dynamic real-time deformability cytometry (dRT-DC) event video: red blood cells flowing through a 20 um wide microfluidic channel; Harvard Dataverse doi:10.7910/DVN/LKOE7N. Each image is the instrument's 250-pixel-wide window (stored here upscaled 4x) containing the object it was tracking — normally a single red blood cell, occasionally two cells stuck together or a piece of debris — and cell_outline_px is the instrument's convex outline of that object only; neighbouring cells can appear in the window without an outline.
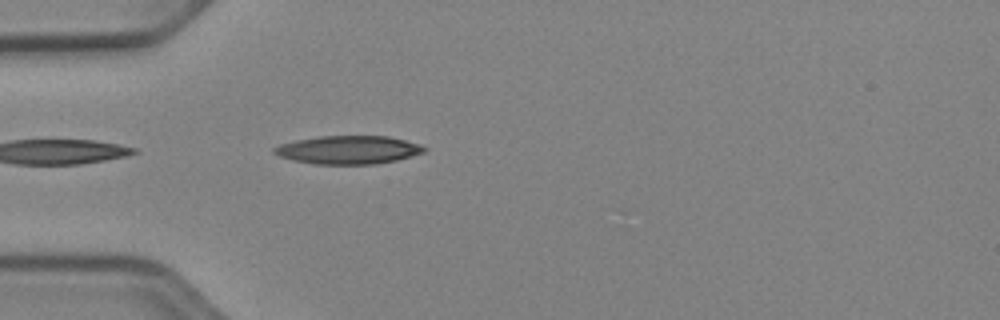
{"species": "Egyptian fruit bat (a non-hibernating species)", "species_latin": "Rousettus aegyptiacus", "temperature_condition": "cold", "stored_images_in_passage": 5, "camera_frame_rate_fps": 3000, "um_per_image_px": 0.085, "animal": {"sex": "female"}, "frame": {"image": 1, "passage_image": 1, "time_ms": 0.0, "image_size_px": [1000, 320], "cell_outline_px": [[428, 148], [424, 152], [396, 160], [376, 164], [316, 164], [292, 160], [280, 156], [272, 152], [272, 148], [280, 144], [296, 140], [320, 136], [388, 136], [420, 144]], "centroid_in_image_um": [29.6, 12.73], "position_along_channel_um": 55.4, "area_um2": 24.68}}
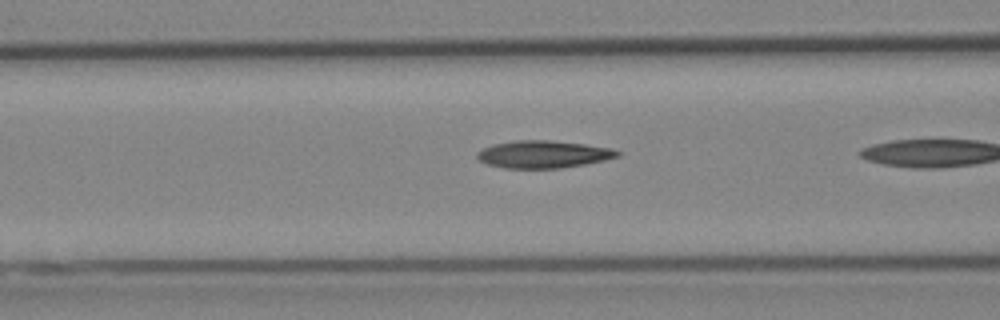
{"frame": {"image": 2, "passage_image": 4, "time_ms": 1.0, "image_size_px": [1000, 320], "cell_outline_px": [[620, 156], [604, 160], [584, 164], [560, 168], [504, 168], [488, 164], [480, 160], [476, 156], [476, 152], [492, 144], [516, 140], [548, 140], [584, 144], [612, 148], [620, 152]], "centroid_in_image_um": [46.17, 13.11], "position_along_channel_um": 120.4, "area_um2": 22.31}}